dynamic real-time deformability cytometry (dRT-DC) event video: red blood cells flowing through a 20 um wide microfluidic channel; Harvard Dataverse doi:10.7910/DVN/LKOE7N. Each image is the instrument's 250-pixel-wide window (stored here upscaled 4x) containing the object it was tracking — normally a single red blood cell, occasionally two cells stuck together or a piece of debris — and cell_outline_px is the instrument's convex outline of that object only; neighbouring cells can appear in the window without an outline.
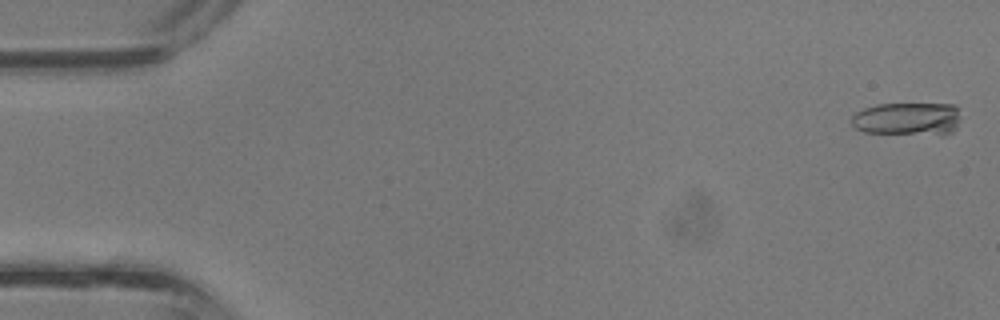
{"species": "common noctule bat (a hibernating species)", "species_latin": "Nyctalus noctula", "temperature_condition": "room temperature", "stored_images_in_passage": 9, "camera_frame_rate_fps": 3000, "um_per_image_px": 0.085, "animal": {"sex": "male", "body_mass_g": 13.3}, "frame": {"image": 1, "passage_image": 1, "time_ms": 0.0, "image_size_px": [1000, 320], "cell_outline_px": [[960, 108], [956, 128], [952, 132], [944, 136], [864, 132], [856, 128], [852, 124], [852, 116], [856, 112], [864, 108], [876, 104], [956, 104]], "centroid_in_image_um": [77.18, 10.12], "position_along_channel_um": 7.8, "area_um2": 21.5}}